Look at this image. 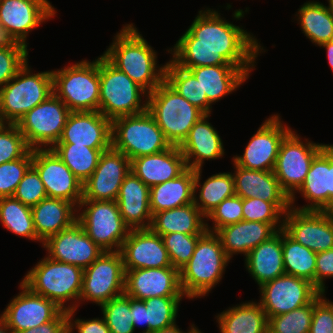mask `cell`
<instances>
[{
  "instance_id": "obj_1",
  "label": "cell",
  "mask_w": 333,
  "mask_h": 333,
  "mask_svg": "<svg viewBox=\"0 0 333 333\" xmlns=\"http://www.w3.org/2000/svg\"><path fill=\"white\" fill-rule=\"evenodd\" d=\"M220 14L207 7L200 10L176 44L166 51L181 68L234 65L250 75L259 53L265 49L243 26L234 25Z\"/></svg>"
},
{
  "instance_id": "obj_2",
  "label": "cell",
  "mask_w": 333,
  "mask_h": 333,
  "mask_svg": "<svg viewBox=\"0 0 333 333\" xmlns=\"http://www.w3.org/2000/svg\"><path fill=\"white\" fill-rule=\"evenodd\" d=\"M103 55L147 93L165 79V64L157 65V51L133 23L125 24Z\"/></svg>"
},
{
  "instance_id": "obj_3",
  "label": "cell",
  "mask_w": 333,
  "mask_h": 333,
  "mask_svg": "<svg viewBox=\"0 0 333 333\" xmlns=\"http://www.w3.org/2000/svg\"><path fill=\"white\" fill-rule=\"evenodd\" d=\"M83 274L81 267L45 256L26 273L21 283L33 293L55 302L62 310L70 311L79 307Z\"/></svg>"
},
{
  "instance_id": "obj_4",
  "label": "cell",
  "mask_w": 333,
  "mask_h": 333,
  "mask_svg": "<svg viewBox=\"0 0 333 333\" xmlns=\"http://www.w3.org/2000/svg\"><path fill=\"white\" fill-rule=\"evenodd\" d=\"M229 262L219 237L206 231L198 239L189 262L179 271L183 294L187 299L208 295L224 277Z\"/></svg>"
},
{
  "instance_id": "obj_5",
  "label": "cell",
  "mask_w": 333,
  "mask_h": 333,
  "mask_svg": "<svg viewBox=\"0 0 333 333\" xmlns=\"http://www.w3.org/2000/svg\"><path fill=\"white\" fill-rule=\"evenodd\" d=\"M147 111L171 145L180 146L190 129L205 115L165 80L147 96Z\"/></svg>"
},
{
  "instance_id": "obj_6",
  "label": "cell",
  "mask_w": 333,
  "mask_h": 333,
  "mask_svg": "<svg viewBox=\"0 0 333 333\" xmlns=\"http://www.w3.org/2000/svg\"><path fill=\"white\" fill-rule=\"evenodd\" d=\"M27 62L16 76L0 88V121L17 124L32 108L53 93L52 70L32 73Z\"/></svg>"
},
{
  "instance_id": "obj_7",
  "label": "cell",
  "mask_w": 333,
  "mask_h": 333,
  "mask_svg": "<svg viewBox=\"0 0 333 333\" xmlns=\"http://www.w3.org/2000/svg\"><path fill=\"white\" fill-rule=\"evenodd\" d=\"M99 79V112L106 118L112 121L147 110L148 93L103 54L99 57Z\"/></svg>"
},
{
  "instance_id": "obj_8",
  "label": "cell",
  "mask_w": 333,
  "mask_h": 333,
  "mask_svg": "<svg viewBox=\"0 0 333 333\" xmlns=\"http://www.w3.org/2000/svg\"><path fill=\"white\" fill-rule=\"evenodd\" d=\"M53 93L71 112L99 111V57L52 70Z\"/></svg>"
},
{
  "instance_id": "obj_9",
  "label": "cell",
  "mask_w": 333,
  "mask_h": 333,
  "mask_svg": "<svg viewBox=\"0 0 333 333\" xmlns=\"http://www.w3.org/2000/svg\"><path fill=\"white\" fill-rule=\"evenodd\" d=\"M111 139L112 148L130 160L157 154L172 146L147 110L113 119Z\"/></svg>"
},
{
  "instance_id": "obj_10",
  "label": "cell",
  "mask_w": 333,
  "mask_h": 333,
  "mask_svg": "<svg viewBox=\"0 0 333 333\" xmlns=\"http://www.w3.org/2000/svg\"><path fill=\"white\" fill-rule=\"evenodd\" d=\"M77 221L103 251H120L130 231L116 201L81 200Z\"/></svg>"
},
{
  "instance_id": "obj_11",
  "label": "cell",
  "mask_w": 333,
  "mask_h": 333,
  "mask_svg": "<svg viewBox=\"0 0 333 333\" xmlns=\"http://www.w3.org/2000/svg\"><path fill=\"white\" fill-rule=\"evenodd\" d=\"M326 145L308 138L302 141L295 130L281 141L273 173L281 189L289 196L290 206L295 204V192L302 186L312 160Z\"/></svg>"
},
{
  "instance_id": "obj_12",
  "label": "cell",
  "mask_w": 333,
  "mask_h": 333,
  "mask_svg": "<svg viewBox=\"0 0 333 333\" xmlns=\"http://www.w3.org/2000/svg\"><path fill=\"white\" fill-rule=\"evenodd\" d=\"M70 113L65 103L52 93L16 125L31 149H50L59 141Z\"/></svg>"
},
{
  "instance_id": "obj_13",
  "label": "cell",
  "mask_w": 333,
  "mask_h": 333,
  "mask_svg": "<svg viewBox=\"0 0 333 333\" xmlns=\"http://www.w3.org/2000/svg\"><path fill=\"white\" fill-rule=\"evenodd\" d=\"M124 292L125 270L122 254L120 251H104L84 269L79 306L85 301L101 306Z\"/></svg>"
},
{
  "instance_id": "obj_14",
  "label": "cell",
  "mask_w": 333,
  "mask_h": 333,
  "mask_svg": "<svg viewBox=\"0 0 333 333\" xmlns=\"http://www.w3.org/2000/svg\"><path fill=\"white\" fill-rule=\"evenodd\" d=\"M258 289L259 303L267 318L293 311L309 304L320 291L307 279L284 274Z\"/></svg>"
},
{
  "instance_id": "obj_15",
  "label": "cell",
  "mask_w": 333,
  "mask_h": 333,
  "mask_svg": "<svg viewBox=\"0 0 333 333\" xmlns=\"http://www.w3.org/2000/svg\"><path fill=\"white\" fill-rule=\"evenodd\" d=\"M283 123L278 114L266 118L245 146L243 155H235L232 162L246 169L273 171L280 143L292 130Z\"/></svg>"
},
{
  "instance_id": "obj_16",
  "label": "cell",
  "mask_w": 333,
  "mask_h": 333,
  "mask_svg": "<svg viewBox=\"0 0 333 333\" xmlns=\"http://www.w3.org/2000/svg\"><path fill=\"white\" fill-rule=\"evenodd\" d=\"M32 166L44 184L47 197L64 199L78 207L83 198V183L50 149H32Z\"/></svg>"
},
{
  "instance_id": "obj_17",
  "label": "cell",
  "mask_w": 333,
  "mask_h": 333,
  "mask_svg": "<svg viewBox=\"0 0 333 333\" xmlns=\"http://www.w3.org/2000/svg\"><path fill=\"white\" fill-rule=\"evenodd\" d=\"M283 230L315 253L333 248V221L326 211L290 208L284 214Z\"/></svg>"
},
{
  "instance_id": "obj_18",
  "label": "cell",
  "mask_w": 333,
  "mask_h": 333,
  "mask_svg": "<svg viewBox=\"0 0 333 333\" xmlns=\"http://www.w3.org/2000/svg\"><path fill=\"white\" fill-rule=\"evenodd\" d=\"M131 160L112 147L104 151L92 175L83 183L82 200L116 201Z\"/></svg>"
},
{
  "instance_id": "obj_19",
  "label": "cell",
  "mask_w": 333,
  "mask_h": 333,
  "mask_svg": "<svg viewBox=\"0 0 333 333\" xmlns=\"http://www.w3.org/2000/svg\"><path fill=\"white\" fill-rule=\"evenodd\" d=\"M14 296L1 313L8 328L18 333L54 320L63 310L53 301L30 291L21 282Z\"/></svg>"
},
{
  "instance_id": "obj_20",
  "label": "cell",
  "mask_w": 333,
  "mask_h": 333,
  "mask_svg": "<svg viewBox=\"0 0 333 333\" xmlns=\"http://www.w3.org/2000/svg\"><path fill=\"white\" fill-rule=\"evenodd\" d=\"M42 247L47 257L58 262L89 267L104 251L85 233L76 221L70 227L47 238Z\"/></svg>"
},
{
  "instance_id": "obj_21",
  "label": "cell",
  "mask_w": 333,
  "mask_h": 333,
  "mask_svg": "<svg viewBox=\"0 0 333 333\" xmlns=\"http://www.w3.org/2000/svg\"><path fill=\"white\" fill-rule=\"evenodd\" d=\"M124 293L137 300L186 297L181 289L179 270L174 267L125 270Z\"/></svg>"
},
{
  "instance_id": "obj_22",
  "label": "cell",
  "mask_w": 333,
  "mask_h": 333,
  "mask_svg": "<svg viewBox=\"0 0 333 333\" xmlns=\"http://www.w3.org/2000/svg\"><path fill=\"white\" fill-rule=\"evenodd\" d=\"M48 0H0V22L28 47L29 33L56 14Z\"/></svg>"
},
{
  "instance_id": "obj_23",
  "label": "cell",
  "mask_w": 333,
  "mask_h": 333,
  "mask_svg": "<svg viewBox=\"0 0 333 333\" xmlns=\"http://www.w3.org/2000/svg\"><path fill=\"white\" fill-rule=\"evenodd\" d=\"M124 270L173 267L162 236L148 229H130L120 250Z\"/></svg>"
},
{
  "instance_id": "obj_24",
  "label": "cell",
  "mask_w": 333,
  "mask_h": 333,
  "mask_svg": "<svg viewBox=\"0 0 333 333\" xmlns=\"http://www.w3.org/2000/svg\"><path fill=\"white\" fill-rule=\"evenodd\" d=\"M112 121L99 111L71 112L57 143H72L94 149L112 147Z\"/></svg>"
},
{
  "instance_id": "obj_25",
  "label": "cell",
  "mask_w": 333,
  "mask_h": 333,
  "mask_svg": "<svg viewBox=\"0 0 333 333\" xmlns=\"http://www.w3.org/2000/svg\"><path fill=\"white\" fill-rule=\"evenodd\" d=\"M234 166L235 195L245 198H260L272 202L283 214L290 208V198L281 189L273 171H261Z\"/></svg>"
},
{
  "instance_id": "obj_26",
  "label": "cell",
  "mask_w": 333,
  "mask_h": 333,
  "mask_svg": "<svg viewBox=\"0 0 333 333\" xmlns=\"http://www.w3.org/2000/svg\"><path fill=\"white\" fill-rule=\"evenodd\" d=\"M209 118L210 114L203 115L179 146L187 168L201 169L204 161L216 160L225 155L223 141L216 128L208 122Z\"/></svg>"
},
{
  "instance_id": "obj_27",
  "label": "cell",
  "mask_w": 333,
  "mask_h": 333,
  "mask_svg": "<svg viewBox=\"0 0 333 333\" xmlns=\"http://www.w3.org/2000/svg\"><path fill=\"white\" fill-rule=\"evenodd\" d=\"M282 229L283 224L242 220L218 229L215 234L219 237L226 256L231 260L236 254L246 257L252 249Z\"/></svg>"
},
{
  "instance_id": "obj_28",
  "label": "cell",
  "mask_w": 333,
  "mask_h": 333,
  "mask_svg": "<svg viewBox=\"0 0 333 333\" xmlns=\"http://www.w3.org/2000/svg\"><path fill=\"white\" fill-rule=\"evenodd\" d=\"M187 169L179 146L131 160V171L149 188L177 178Z\"/></svg>"
},
{
  "instance_id": "obj_29",
  "label": "cell",
  "mask_w": 333,
  "mask_h": 333,
  "mask_svg": "<svg viewBox=\"0 0 333 333\" xmlns=\"http://www.w3.org/2000/svg\"><path fill=\"white\" fill-rule=\"evenodd\" d=\"M150 188L132 171L125 177L116 199L124 223L130 229H148L152 222Z\"/></svg>"
},
{
  "instance_id": "obj_30",
  "label": "cell",
  "mask_w": 333,
  "mask_h": 333,
  "mask_svg": "<svg viewBox=\"0 0 333 333\" xmlns=\"http://www.w3.org/2000/svg\"><path fill=\"white\" fill-rule=\"evenodd\" d=\"M199 81L203 94L213 105L224 96L236 91L249 79V75L234 65L199 66L184 68Z\"/></svg>"
},
{
  "instance_id": "obj_31",
  "label": "cell",
  "mask_w": 333,
  "mask_h": 333,
  "mask_svg": "<svg viewBox=\"0 0 333 333\" xmlns=\"http://www.w3.org/2000/svg\"><path fill=\"white\" fill-rule=\"evenodd\" d=\"M244 260L246 271L259 287L284 275L282 230L252 249Z\"/></svg>"
},
{
  "instance_id": "obj_32",
  "label": "cell",
  "mask_w": 333,
  "mask_h": 333,
  "mask_svg": "<svg viewBox=\"0 0 333 333\" xmlns=\"http://www.w3.org/2000/svg\"><path fill=\"white\" fill-rule=\"evenodd\" d=\"M297 192L308 204L291 208L300 211H326L329 208V144L314 157Z\"/></svg>"
},
{
  "instance_id": "obj_33",
  "label": "cell",
  "mask_w": 333,
  "mask_h": 333,
  "mask_svg": "<svg viewBox=\"0 0 333 333\" xmlns=\"http://www.w3.org/2000/svg\"><path fill=\"white\" fill-rule=\"evenodd\" d=\"M31 210L36 235L42 242L77 221V207L64 199L46 197Z\"/></svg>"
},
{
  "instance_id": "obj_34",
  "label": "cell",
  "mask_w": 333,
  "mask_h": 333,
  "mask_svg": "<svg viewBox=\"0 0 333 333\" xmlns=\"http://www.w3.org/2000/svg\"><path fill=\"white\" fill-rule=\"evenodd\" d=\"M205 218L193 202L155 213L152 216L150 229L160 236L175 232L187 235H203L207 231Z\"/></svg>"
},
{
  "instance_id": "obj_35",
  "label": "cell",
  "mask_w": 333,
  "mask_h": 333,
  "mask_svg": "<svg viewBox=\"0 0 333 333\" xmlns=\"http://www.w3.org/2000/svg\"><path fill=\"white\" fill-rule=\"evenodd\" d=\"M195 170L187 168L177 178L150 188V211L152 216L194 202Z\"/></svg>"
},
{
  "instance_id": "obj_36",
  "label": "cell",
  "mask_w": 333,
  "mask_h": 333,
  "mask_svg": "<svg viewBox=\"0 0 333 333\" xmlns=\"http://www.w3.org/2000/svg\"><path fill=\"white\" fill-rule=\"evenodd\" d=\"M220 333H268V318L261 304L242 302L215 317Z\"/></svg>"
},
{
  "instance_id": "obj_37",
  "label": "cell",
  "mask_w": 333,
  "mask_h": 333,
  "mask_svg": "<svg viewBox=\"0 0 333 333\" xmlns=\"http://www.w3.org/2000/svg\"><path fill=\"white\" fill-rule=\"evenodd\" d=\"M201 175L202 168L195 169L194 204L207 217L224 199L235 195L234 179L232 171L220 172L208 177L201 184Z\"/></svg>"
},
{
  "instance_id": "obj_38",
  "label": "cell",
  "mask_w": 333,
  "mask_h": 333,
  "mask_svg": "<svg viewBox=\"0 0 333 333\" xmlns=\"http://www.w3.org/2000/svg\"><path fill=\"white\" fill-rule=\"evenodd\" d=\"M302 33L313 44L320 46L333 41V13L319 1H307L295 15Z\"/></svg>"
},
{
  "instance_id": "obj_39",
  "label": "cell",
  "mask_w": 333,
  "mask_h": 333,
  "mask_svg": "<svg viewBox=\"0 0 333 333\" xmlns=\"http://www.w3.org/2000/svg\"><path fill=\"white\" fill-rule=\"evenodd\" d=\"M51 149L82 183L96 169L101 154L109 150L88 148L72 143H56Z\"/></svg>"
},
{
  "instance_id": "obj_40",
  "label": "cell",
  "mask_w": 333,
  "mask_h": 333,
  "mask_svg": "<svg viewBox=\"0 0 333 333\" xmlns=\"http://www.w3.org/2000/svg\"><path fill=\"white\" fill-rule=\"evenodd\" d=\"M165 81L192 105L204 114L212 112V104L203 94L202 87L195 76L187 69L177 66L172 60L165 63Z\"/></svg>"
},
{
  "instance_id": "obj_41",
  "label": "cell",
  "mask_w": 333,
  "mask_h": 333,
  "mask_svg": "<svg viewBox=\"0 0 333 333\" xmlns=\"http://www.w3.org/2000/svg\"><path fill=\"white\" fill-rule=\"evenodd\" d=\"M282 252L285 274L307 279L315 286L317 253L297 243L283 229Z\"/></svg>"
},
{
  "instance_id": "obj_42",
  "label": "cell",
  "mask_w": 333,
  "mask_h": 333,
  "mask_svg": "<svg viewBox=\"0 0 333 333\" xmlns=\"http://www.w3.org/2000/svg\"><path fill=\"white\" fill-rule=\"evenodd\" d=\"M0 222L15 235L43 243L36 235L31 207L13 196L0 198Z\"/></svg>"
},
{
  "instance_id": "obj_43",
  "label": "cell",
  "mask_w": 333,
  "mask_h": 333,
  "mask_svg": "<svg viewBox=\"0 0 333 333\" xmlns=\"http://www.w3.org/2000/svg\"><path fill=\"white\" fill-rule=\"evenodd\" d=\"M187 297H153L143 300L146 305L149 333L176 324L180 301Z\"/></svg>"
},
{
  "instance_id": "obj_44",
  "label": "cell",
  "mask_w": 333,
  "mask_h": 333,
  "mask_svg": "<svg viewBox=\"0 0 333 333\" xmlns=\"http://www.w3.org/2000/svg\"><path fill=\"white\" fill-rule=\"evenodd\" d=\"M313 316V300L288 313L268 318V333H309Z\"/></svg>"
},
{
  "instance_id": "obj_45",
  "label": "cell",
  "mask_w": 333,
  "mask_h": 333,
  "mask_svg": "<svg viewBox=\"0 0 333 333\" xmlns=\"http://www.w3.org/2000/svg\"><path fill=\"white\" fill-rule=\"evenodd\" d=\"M110 333H134L130 297L125 293L100 306Z\"/></svg>"
},
{
  "instance_id": "obj_46",
  "label": "cell",
  "mask_w": 333,
  "mask_h": 333,
  "mask_svg": "<svg viewBox=\"0 0 333 333\" xmlns=\"http://www.w3.org/2000/svg\"><path fill=\"white\" fill-rule=\"evenodd\" d=\"M201 236L187 235L179 232L162 235L170 262L174 268L180 271L189 262L196 243Z\"/></svg>"
},
{
  "instance_id": "obj_47",
  "label": "cell",
  "mask_w": 333,
  "mask_h": 333,
  "mask_svg": "<svg viewBox=\"0 0 333 333\" xmlns=\"http://www.w3.org/2000/svg\"><path fill=\"white\" fill-rule=\"evenodd\" d=\"M30 150L16 124H0V164L22 158Z\"/></svg>"
},
{
  "instance_id": "obj_48",
  "label": "cell",
  "mask_w": 333,
  "mask_h": 333,
  "mask_svg": "<svg viewBox=\"0 0 333 333\" xmlns=\"http://www.w3.org/2000/svg\"><path fill=\"white\" fill-rule=\"evenodd\" d=\"M31 165L32 149L22 158L0 164V198L13 196Z\"/></svg>"
},
{
  "instance_id": "obj_49",
  "label": "cell",
  "mask_w": 333,
  "mask_h": 333,
  "mask_svg": "<svg viewBox=\"0 0 333 333\" xmlns=\"http://www.w3.org/2000/svg\"><path fill=\"white\" fill-rule=\"evenodd\" d=\"M243 199L234 195L224 199L207 217L206 229L215 233L218 229L243 220ZM212 220L213 226L208 224Z\"/></svg>"
},
{
  "instance_id": "obj_50",
  "label": "cell",
  "mask_w": 333,
  "mask_h": 333,
  "mask_svg": "<svg viewBox=\"0 0 333 333\" xmlns=\"http://www.w3.org/2000/svg\"><path fill=\"white\" fill-rule=\"evenodd\" d=\"M243 220L283 224L284 214L272 203L260 198L243 199Z\"/></svg>"
},
{
  "instance_id": "obj_51",
  "label": "cell",
  "mask_w": 333,
  "mask_h": 333,
  "mask_svg": "<svg viewBox=\"0 0 333 333\" xmlns=\"http://www.w3.org/2000/svg\"><path fill=\"white\" fill-rule=\"evenodd\" d=\"M13 197L29 207L35 206L47 197L44 184L37 170L32 165L18 184Z\"/></svg>"
},
{
  "instance_id": "obj_52",
  "label": "cell",
  "mask_w": 333,
  "mask_h": 333,
  "mask_svg": "<svg viewBox=\"0 0 333 333\" xmlns=\"http://www.w3.org/2000/svg\"><path fill=\"white\" fill-rule=\"evenodd\" d=\"M309 333H333V302L319 293L313 299V316Z\"/></svg>"
},
{
  "instance_id": "obj_53",
  "label": "cell",
  "mask_w": 333,
  "mask_h": 333,
  "mask_svg": "<svg viewBox=\"0 0 333 333\" xmlns=\"http://www.w3.org/2000/svg\"><path fill=\"white\" fill-rule=\"evenodd\" d=\"M28 49L0 48V88L14 78L28 60Z\"/></svg>"
},
{
  "instance_id": "obj_54",
  "label": "cell",
  "mask_w": 333,
  "mask_h": 333,
  "mask_svg": "<svg viewBox=\"0 0 333 333\" xmlns=\"http://www.w3.org/2000/svg\"><path fill=\"white\" fill-rule=\"evenodd\" d=\"M76 311L77 309L68 311V333H74L75 329L78 333H110L103 317L79 319L74 317Z\"/></svg>"
},
{
  "instance_id": "obj_55",
  "label": "cell",
  "mask_w": 333,
  "mask_h": 333,
  "mask_svg": "<svg viewBox=\"0 0 333 333\" xmlns=\"http://www.w3.org/2000/svg\"><path fill=\"white\" fill-rule=\"evenodd\" d=\"M333 278V248L316 255L315 287L325 293V279Z\"/></svg>"
},
{
  "instance_id": "obj_56",
  "label": "cell",
  "mask_w": 333,
  "mask_h": 333,
  "mask_svg": "<svg viewBox=\"0 0 333 333\" xmlns=\"http://www.w3.org/2000/svg\"><path fill=\"white\" fill-rule=\"evenodd\" d=\"M18 333H68V311H62L54 320Z\"/></svg>"
},
{
  "instance_id": "obj_57",
  "label": "cell",
  "mask_w": 333,
  "mask_h": 333,
  "mask_svg": "<svg viewBox=\"0 0 333 333\" xmlns=\"http://www.w3.org/2000/svg\"><path fill=\"white\" fill-rule=\"evenodd\" d=\"M130 313L134 330L136 327L145 326L142 333H149V323H147L146 305L143 300L130 297Z\"/></svg>"
},
{
  "instance_id": "obj_58",
  "label": "cell",
  "mask_w": 333,
  "mask_h": 333,
  "mask_svg": "<svg viewBox=\"0 0 333 333\" xmlns=\"http://www.w3.org/2000/svg\"><path fill=\"white\" fill-rule=\"evenodd\" d=\"M0 48L2 49H27L17 38L0 22Z\"/></svg>"
},
{
  "instance_id": "obj_59",
  "label": "cell",
  "mask_w": 333,
  "mask_h": 333,
  "mask_svg": "<svg viewBox=\"0 0 333 333\" xmlns=\"http://www.w3.org/2000/svg\"><path fill=\"white\" fill-rule=\"evenodd\" d=\"M333 204V144H329V207Z\"/></svg>"
},
{
  "instance_id": "obj_60",
  "label": "cell",
  "mask_w": 333,
  "mask_h": 333,
  "mask_svg": "<svg viewBox=\"0 0 333 333\" xmlns=\"http://www.w3.org/2000/svg\"><path fill=\"white\" fill-rule=\"evenodd\" d=\"M197 330L198 327H196L193 323L190 325V329L187 330L188 332H183V330H181L177 324H174L170 327L163 328L153 333H195Z\"/></svg>"
},
{
  "instance_id": "obj_61",
  "label": "cell",
  "mask_w": 333,
  "mask_h": 333,
  "mask_svg": "<svg viewBox=\"0 0 333 333\" xmlns=\"http://www.w3.org/2000/svg\"><path fill=\"white\" fill-rule=\"evenodd\" d=\"M319 47H323V48L326 49L328 63H329V65L331 67V70L333 72V41L323 43Z\"/></svg>"
},
{
  "instance_id": "obj_62",
  "label": "cell",
  "mask_w": 333,
  "mask_h": 333,
  "mask_svg": "<svg viewBox=\"0 0 333 333\" xmlns=\"http://www.w3.org/2000/svg\"><path fill=\"white\" fill-rule=\"evenodd\" d=\"M0 333H13L7 326L2 314H0Z\"/></svg>"
},
{
  "instance_id": "obj_63",
  "label": "cell",
  "mask_w": 333,
  "mask_h": 333,
  "mask_svg": "<svg viewBox=\"0 0 333 333\" xmlns=\"http://www.w3.org/2000/svg\"><path fill=\"white\" fill-rule=\"evenodd\" d=\"M331 220L333 221V204L326 210Z\"/></svg>"
},
{
  "instance_id": "obj_64",
  "label": "cell",
  "mask_w": 333,
  "mask_h": 333,
  "mask_svg": "<svg viewBox=\"0 0 333 333\" xmlns=\"http://www.w3.org/2000/svg\"><path fill=\"white\" fill-rule=\"evenodd\" d=\"M330 11L333 13V0H327Z\"/></svg>"
},
{
  "instance_id": "obj_65",
  "label": "cell",
  "mask_w": 333,
  "mask_h": 333,
  "mask_svg": "<svg viewBox=\"0 0 333 333\" xmlns=\"http://www.w3.org/2000/svg\"><path fill=\"white\" fill-rule=\"evenodd\" d=\"M195 333H202V332H201V330L198 329Z\"/></svg>"
}]
</instances>
